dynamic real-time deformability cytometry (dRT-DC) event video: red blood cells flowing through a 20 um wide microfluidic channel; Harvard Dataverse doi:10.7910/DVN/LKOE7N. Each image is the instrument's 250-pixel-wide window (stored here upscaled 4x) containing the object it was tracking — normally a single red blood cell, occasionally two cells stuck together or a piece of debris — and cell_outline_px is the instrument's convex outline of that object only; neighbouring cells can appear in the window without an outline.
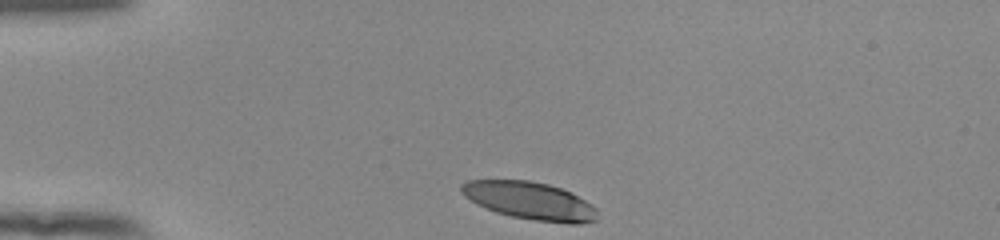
{"species": "human", "species_latin": "Homo sapiens", "temperature_condition": "room temperature", "stored_images_in_passage": 33, "camera_frame_rate_fps": 3000, "um_per_image_px": 0.085, "donor": {"sex": "female"}, "frame": {"image": 1, "passage_image": 1, "time_ms": 0.0, "image_size_px": [1000, 240], "cell_outline_px": [[596, 220], [580, 224], [568, 224], [536, 220], [512, 216], [496, 212], [476, 204], [464, 196], [460, 192], [460, 184], [468, 180], [528, 180], [548, 184], [572, 192], [592, 204], [596, 208]], "centroid_in_image_um": [45.03, 17.06], "position_along_channel_um": 40.0, "area_um2": 29.94}}
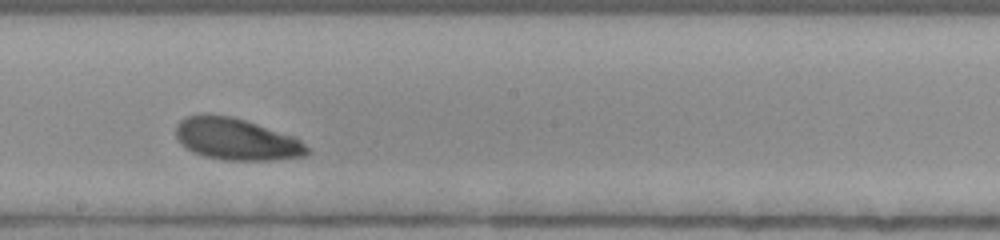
{"frame": {"image": 2, "passage_image": 19, "time_ms": 6.0, "image_size_px": [1000, 240], "cell_outline_px": [[312, 152], [308, 156], [272, 160], [224, 160], [204, 156], [192, 152], [180, 144], [176, 136], [176, 124], [184, 116], [232, 116], [296, 136], [312, 148]], "centroid_in_image_um": [20.18, 11.86], "position_along_channel_um": 228.0, "area_um2": 32.25}}
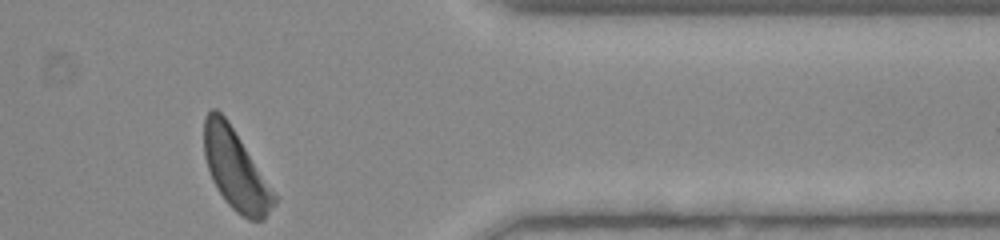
{"frame": {"image": 3, "passage_image": 33, "time_ms": 10.667, "image_size_px": [1000, 240], "cell_outline_px": [[280, 196], [276, 204], [264, 220], [248, 220], [236, 212], [224, 200], [216, 188], [212, 180], [204, 156], [204, 116], [212, 108], [216, 108], [228, 120]], "centroid_in_image_um": [20.09, 14.45], "position_along_channel_um": 391.3, "area_um2": 33.58}, "authors_computed_cell_mechanics": {"area_um2": 32.4836, "velocity_mm_per_s": 3.8346, "shape_relaxation_time_tau1_ms": 4.457, "shape_relaxation_time_tau2_ms": null, "deformation_change_tau1": 0.1908, "deformation_change_tau2": null}}